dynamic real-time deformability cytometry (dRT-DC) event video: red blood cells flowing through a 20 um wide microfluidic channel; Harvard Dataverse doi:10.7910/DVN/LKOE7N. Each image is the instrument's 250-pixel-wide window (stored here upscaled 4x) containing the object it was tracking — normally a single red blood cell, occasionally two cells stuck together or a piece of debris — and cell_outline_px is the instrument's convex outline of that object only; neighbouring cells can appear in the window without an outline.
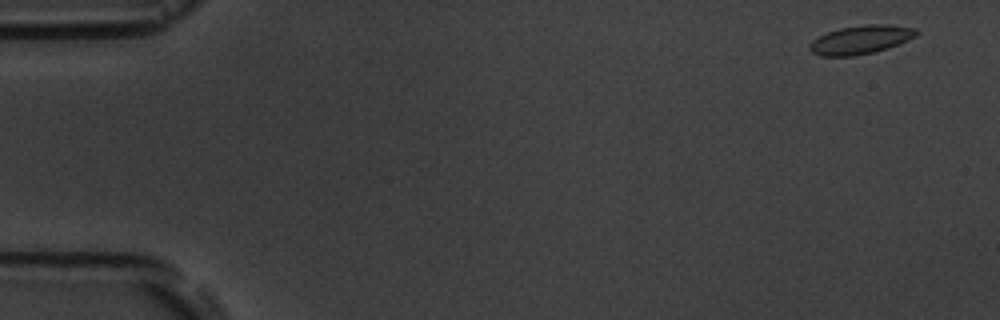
{"species": "common noctule bat (a hibernating species)", "species_latin": "Nyctalus noctula", "temperature_condition": "room temperature", "stored_images_in_passage": 5, "camera_frame_rate_fps": 3000, "um_per_image_px": 0.085, "animal": {"sex": "male", "body_mass_g": 19.5, "forearm_length_mm": 54.6}, "frame": {"image": 1, "passage_image": 1, "time_ms": 0.0, "image_size_px": [1000, 320], "cell_outline_px": [[920, 32], [916, 36], [908, 40], [888, 48], [872, 52], [852, 56], [820, 56], [812, 52], [808, 48], [808, 44], [812, 40], [828, 32], [840, 28], [868, 24], [888, 24], [916, 28]], "centroid_in_image_um": [73.17, 3.37], "position_along_channel_um": 11.8, "area_um2": 17.8}}